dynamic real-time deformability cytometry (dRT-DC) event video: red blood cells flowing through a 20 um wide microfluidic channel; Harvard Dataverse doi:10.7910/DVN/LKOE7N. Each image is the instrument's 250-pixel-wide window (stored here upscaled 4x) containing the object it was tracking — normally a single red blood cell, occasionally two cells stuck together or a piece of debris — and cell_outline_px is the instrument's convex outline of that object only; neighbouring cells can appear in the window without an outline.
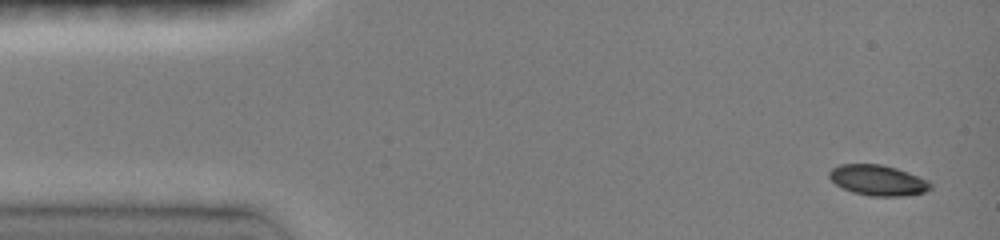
{"species": "common noctule bat (a hibernating species)", "species_latin": "Nyctalus noctula", "temperature_condition": "room temperature", "stored_images_in_passage": 7, "camera_frame_rate_fps": 3000, "um_per_image_px": 0.085, "animal": {"sex": "female", "body_mass_g": 19.0, "forearm_length_mm": 51.5}, "frame": {"image": 1, "passage_image": 1, "time_ms": 0.0, "image_size_px": [1000, 240], "cell_outline_px": [[932, 188], [924, 192], [904, 196], [872, 196], [852, 192], [836, 184], [828, 176], [828, 172], [832, 168], [840, 164], [880, 164], [896, 168], [908, 172], [928, 180], [932, 184]], "centroid_in_image_um": [74.63, 15.32], "position_along_channel_um": 10.4, "area_um2": 17.98}}
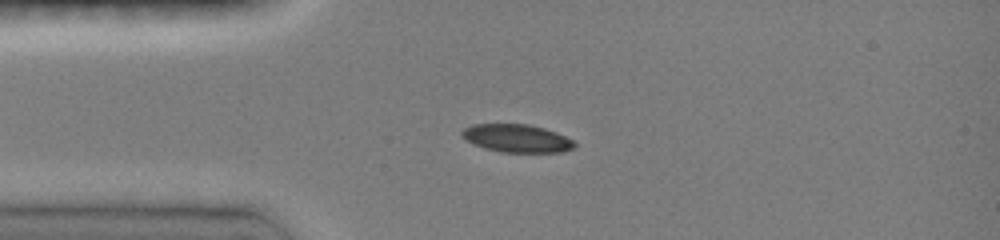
{"frame": {"image": 2, "passage_image": 6, "time_ms": 3.0, "image_size_px": [1000, 240], "cell_outline_px": [[576, 148], [564, 152], [500, 152], [484, 148], [472, 144], [460, 136], [460, 132], [464, 128], [472, 124], [528, 124], [544, 128], [556, 132], [572, 140], [576, 144]], "centroid_in_image_um": [43.91, 11.76], "position_along_channel_um": 41.1, "area_um2": 18.55}}